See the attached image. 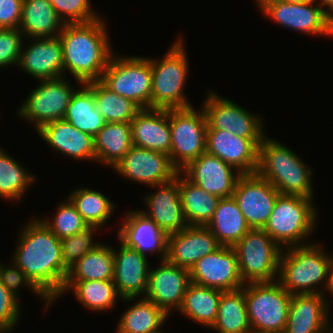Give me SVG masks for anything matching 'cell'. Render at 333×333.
I'll return each mask as SVG.
<instances>
[{"label": "cell", "instance_id": "17", "mask_svg": "<svg viewBox=\"0 0 333 333\" xmlns=\"http://www.w3.org/2000/svg\"><path fill=\"white\" fill-rule=\"evenodd\" d=\"M159 263L157 268L150 267L144 298L159 306L169 316L174 310L178 312L182 305L186 289L191 283L190 271L167 260Z\"/></svg>", "mask_w": 333, "mask_h": 333}, {"label": "cell", "instance_id": "20", "mask_svg": "<svg viewBox=\"0 0 333 333\" xmlns=\"http://www.w3.org/2000/svg\"><path fill=\"white\" fill-rule=\"evenodd\" d=\"M121 243L116 251L113 248V282L123 302H131L144 297L148 287L150 265L147 256L136 249Z\"/></svg>", "mask_w": 333, "mask_h": 333}, {"label": "cell", "instance_id": "35", "mask_svg": "<svg viewBox=\"0 0 333 333\" xmlns=\"http://www.w3.org/2000/svg\"><path fill=\"white\" fill-rule=\"evenodd\" d=\"M221 198L209 194L180 173V200L188 226H206Z\"/></svg>", "mask_w": 333, "mask_h": 333}, {"label": "cell", "instance_id": "16", "mask_svg": "<svg viewBox=\"0 0 333 333\" xmlns=\"http://www.w3.org/2000/svg\"><path fill=\"white\" fill-rule=\"evenodd\" d=\"M189 271L192 283L223 292L241 289L245 284L233 247L221 246L197 261Z\"/></svg>", "mask_w": 333, "mask_h": 333}, {"label": "cell", "instance_id": "45", "mask_svg": "<svg viewBox=\"0 0 333 333\" xmlns=\"http://www.w3.org/2000/svg\"><path fill=\"white\" fill-rule=\"evenodd\" d=\"M24 34L19 28L0 29V68L17 66L24 45Z\"/></svg>", "mask_w": 333, "mask_h": 333}, {"label": "cell", "instance_id": "18", "mask_svg": "<svg viewBox=\"0 0 333 333\" xmlns=\"http://www.w3.org/2000/svg\"><path fill=\"white\" fill-rule=\"evenodd\" d=\"M263 138H242L220 129H207L206 153L230 164L242 174L256 173Z\"/></svg>", "mask_w": 333, "mask_h": 333}, {"label": "cell", "instance_id": "42", "mask_svg": "<svg viewBox=\"0 0 333 333\" xmlns=\"http://www.w3.org/2000/svg\"><path fill=\"white\" fill-rule=\"evenodd\" d=\"M60 240L79 233L87 223L77 212L76 207L67 197V200L57 205L53 219L39 218Z\"/></svg>", "mask_w": 333, "mask_h": 333}, {"label": "cell", "instance_id": "15", "mask_svg": "<svg viewBox=\"0 0 333 333\" xmlns=\"http://www.w3.org/2000/svg\"><path fill=\"white\" fill-rule=\"evenodd\" d=\"M279 195L270 182L253 173L239 177L232 196L251 229H263Z\"/></svg>", "mask_w": 333, "mask_h": 333}, {"label": "cell", "instance_id": "1", "mask_svg": "<svg viewBox=\"0 0 333 333\" xmlns=\"http://www.w3.org/2000/svg\"><path fill=\"white\" fill-rule=\"evenodd\" d=\"M22 228L12 262L54 303L68 274L62 264L61 240L38 217Z\"/></svg>", "mask_w": 333, "mask_h": 333}, {"label": "cell", "instance_id": "12", "mask_svg": "<svg viewBox=\"0 0 333 333\" xmlns=\"http://www.w3.org/2000/svg\"><path fill=\"white\" fill-rule=\"evenodd\" d=\"M202 102L207 129H220L242 138H264L263 117L209 90Z\"/></svg>", "mask_w": 333, "mask_h": 333}, {"label": "cell", "instance_id": "19", "mask_svg": "<svg viewBox=\"0 0 333 333\" xmlns=\"http://www.w3.org/2000/svg\"><path fill=\"white\" fill-rule=\"evenodd\" d=\"M179 172L193 184L219 198L232 196L242 175L230 164L206 152L189 162Z\"/></svg>", "mask_w": 333, "mask_h": 333}, {"label": "cell", "instance_id": "5", "mask_svg": "<svg viewBox=\"0 0 333 333\" xmlns=\"http://www.w3.org/2000/svg\"><path fill=\"white\" fill-rule=\"evenodd\" d=\"M171 45L160 60L149 58L152 69L151 108L177 109L192 106L184 92L189 66L180 35Z\"/></svg>", "mask_w": 333, "mask_h": 333}, {"label": "cell", "instance_id": "33", "mask_svg": "<svg viewBox=\"0 0 333 333\" xmlns=\"http://www.w3.org/2000/svg\"><path fill=\"white\" fill-rule=\"evenodd\" d=\"M66 291H73L76 300L86 310L92 312H107L115 307L118 299H123L119 295L113 280L65 282L58 297H62Z\"/></svg>", "mask_w": 333, "mask_h": 333}, {"label": "cell", "instance_id": "39", "mask_svg": "<svg viewBox=\"0 0 333 333\" xmlns=\"http://www.w3.org/2000/svg\"><path fill=\"white\" fill-rule=\"evenodd\" d=\"M18 160L0 148V197L18 202L37 180Z\"/></svg>", "mask_w": 333, "mask_h": 333}, {"label": "cell", "instance_id": "32", "mask_svg": "<svg viewBox=\"0 0 333 333\" xmlns=\"http://www.w3.org/2000/svg\"><path fill=\"white\" fill-rule=\"evenodd\" d=\"M223 291L190 283L186 289L180 314L195 323L211 328L218 314V305Z\"/></svg>", "mask_w": 333, "mask_h": 333}, {"label": "cell", "instance_id": "48", "mask_svg": "<svg viewBox=\"0 0 333 333\" xmlns=\"http://www.w3.org/2000/svg\"><path fill=\"white\" fill-rule=\"evenodd\" d=\"M317 2L333 18V0H318Z\"/></svg>", "mask_w": 333, "mask_h": 333}, {"label": "cell", "instance_id": "43", "mask_svg": "<svg viewBox=\"0 0 333 333\" xmlns=\"http://www.w3.org/2000/svg\"><path fill=\"white\" fill-rule=\"evenodd\" d=\"M65 24L86 23L101 16L93 10L90 0H49Z\"/></svg>", "mask_w": 333, "mask_h": 333}, {"label": "cell", "instance_id": "24", "mask_svg": "<svg viewBox=\"0 0 333 333\" xmlns=\"http://www.w3.org/2000/svg\"><path fill=\"white\" fill-rule=\"evenodd\" d=\"M28 47L23 46L17 68L39 80L64 76L63 52L60 37L31 38Z\"/></svg>", "mask_w": 333, "mask_h": 333}, {"label": "cell", "instance_id": "6", "mask_svg": "<svg viewBox=\"0 0 333 333\" xmlns=\"http://www.w3.org/2000/svg\"><path fill=\"white\" fill-rule=\"evenodd\" d=\"M313 202L301 196L280 194L263 230L283 249L310 243L307 240L318 218Z\"/></svg>", "mask_w": 333, "mask_h": 333}, {"label": "cell", "instance_id": "25", "mask_svg": "<svg viewBox=\"0 0 333 333\" xmlns=\"http://www.w3.org/2000/svg\"><path fill=\"white\" fill-rule=\"evenodd\" d=\"M136 210L126 211L116 235L127 247L136 249L145 256L150 253L157 255L160 253L158 256L160 261L166 260L167 235L154 221L141 213L140 209Z\"/></svg>", "mask_w": 333, "mask_h": 333}, {"label": "cell", "instance_id": "46", "mask_svg": "<svg viewBox=\"0 0 333 333\" xmlns=\"http://www.w3.org/2000/svg\"><path fill=\"white\" fill-rule=\"evenodd\" d=\"M21 306L0 281V333H11L21 318Z\"/></svg>", "mask_w": 333, "mask_h": 333}, {"label": "cell", "instance_id": "11", "mask_svg": "<svg viewBox=\"0 0 333 333\" xmlns=\"http://www.w3.org/2000/svg\"><path fill=\"white\" fill-rule=\"evenodd\" d=\"M65 77L39 80V85L32 89L18 108L17 115L32 122L36 131L49 122L64 118L76 90Z\"/></svg>", "mask_w": 333, "mask_h": 333}, {"label": "cell", "instance_id": "9", "mask_svg": "<svg viewBox=\"0 0 333 333\" xmlns=\"http://www.w3.org/2000/svg\"><path fill=\"white\" fill-rule=\"evenodd\" d=\"M233 248L244 283L278 280L283 248L263 229H250Z\"/></svg>", "mask_w": 333, "mask_h": 333}, {"label": "cell", "instance_id": "4", "mask_svg": "<svg viewBox=\"0 0 333 333\" xmlns=\"http://www.w3.org/2000/svg\"><path fill=\"white\" fill-rule=\"evenodd\" d=\"M323 249L320 243L311 242L282 250L278 281L288 293L324 294L332 255ZM323 288L324 291L321 290Z\"/></svg>", "mask_w": 333, "mask_h": 333}, {"label": "cell", "instance_id": "31", "mask_svg": "<svg viewBox=\"0 0 333 333\" xmlns=\"http://www.w3.org/2000/svg\"><path fill=\"white\" fill-rule=\"evenodd\" d=\"M126 308L117 322L115 333H162L168 315L152 301L139 297Z\"/></svg>", "mask_w": 333, "mask_h": 333}, {"label": "cell", "instance_id": "47", "mask_svg": "<svg viewBox=\"0 0 333 333\" xmlns=\"http://www.w3.org/2000/svg\"><path fill=\"white\" fill-rule=\"evenodd\" d=\"M23 0H0V29L19 28Z\"/></svg>", "mask_w": 333, "mask_h": 333}, {"label": "cell", "instance_id": "29", "mask_svg": "<svg viewBox=\"0 0 333 333\" xmlns=\"http://www.w3.org/2000/svg\"><path fill=\"white\" fill-rule=\"evenodd\" d=\"M206 227L221 246L233 247L250 229L233 196L221 198Z\"/></svg>", "mask_w": 333, "mask_h": 333}, {"label": "cell", "instance_id": "27", "mask_svg": "<svg viewBox=\"0 0 333 333\" xmlns=\"http://www.w3.org/2000/svg\"><path fill=\"white\" fill-rule=\"evenodd\" d=\"M134 146L170 156L169 109H141L130 122Z\"/></svg>", "mask_w": 333, "mask_h": 333}, {"label": "cell", "instance_id": "10", "mask_svg": "<svg viewBox=\"0 0 333 333\" xmlns=\"http://www.w3.org/2000/svg\"><path fill=\"white\" fill-rule=\"evenodd\" d=\"M170 158L180 171L206 152L207 119L203 108L169 109Z\"/></svg>", "mask_w": 333, "mask_h": 333}, {"label": "cell", "instance_id": "26", "mask_svg": "<svg viewBox=\"0 0 333 333\" xmlns=\"http://www.w3.org/2000/svg\"><path fill=\"white\" fill-rule=\"evenodd\" d=\"M54 151L74 160H96L94 137L64 119L49 122L36 131Z\"/></svg>", "mask_w": 333, "mask_h": 333}, {"label": "cell", "instance_id": "51", "mask_svg": "<svg viewBox=\"0 0 333 333\" xmlns=\"http://www.w3.org/2000/svg\"><path fill=\"white\" fill-rule=\"evenodd\" d=\"M309 1H311V0H285V2L294 3V4L306 3Z\"/></svg>", "mask_w": 333, "mask_h": 333}, {"label": "cell", "instance_id": "37", "mask_svg": "<svg viewBox=\"0 0 333 333\" xmlns=\"http://www.w3.org/2000/svg\"><path fill=\"white\" fill-rule=\"evenodd\" d=\"M113 246L101 244L85 254L68 272L65 282L113 280Z\"/></svg>", "mask_w": 333, "mask_h": 333}, {"label": "cell", "instance_id": "30", "mask_svg": "<svg viewBox=\"0 0 333 333\" xmlns=\"http://www.w3.org/2000/svg\"><path fill=\"white\" fill-rule=\"evenodd\" d=\"M132 145L130 122L106 123L94 136L95 161L113 168Z\"/></svg>", "mask_w": 333, "mask_h": 333}, {"label": "cell", "instance_id": "8", "mask_svg": "<svg viewBox=\"0 0 333 333\" xmlns=\"http://www.w3.org/2000/svg\"><path fill=\"white\" fill-rule=\"evenodd\" d=\"M110 57L100 81L119 96L130 99L141 109L151 108L152 69L149 57Z\"/></svg>", "mask_w": 333, "mask_h": 333}, {"label": "cell", "instance_id": "34", "mask_svg": "<svg viewBox=\"0 0 333 333\" xmlns=\"http://www.w3.org/2000/svg\"><path fill=\"white\" fill-rule=\"evenodd\" d=\"M71 96L64 120L93 137L105 126L106 121L96 107L93 90L81 84Z\"/></svg>", "mask_w": 333, "mask_h": 333}, {"label": "cell", "instance_id": "40", "mask_svg": "<svg viewBox=\"0 0 333 333\" xmlns=\"http://www.w3.org/2000/svg\"><path fill=\"white\" fill-rule=\"evenodd\" d=\"M94 93L97 109L106 123L131 122L141 108L123 96L108 89L100 80L86 83Z\"/></svg>", "mask_w": 333, "mask_h": 333}, {"label": "cell", "instance_id": "3", "mask_svg": "<svg viewBox=\"0 0 333 333\" xmlns=\"http://www.w3.org/2000/svg\"><path fill=\"white\" fill-rule=\"evenodd\" d=\"M268 137L259 145L256 173L282 195L315 199L312 168L283 143Z\"/></svg>", "mask_w": 333, "mask_h": 333}, {"label": "cell", "instance_id": "2", "mask_svg": "<svg viewBox=\"0 0 333 333\" xmlns=\"http://www.w3.org/2000/svg\"><path fill=\"white\" fill-rule=\"evenodd\" d=\"M104 17L86 23H68L59 35L64 76L71 74L77 84L101 79L114 50Z\"/></svg>", "mask_w": 333, "mask_h": 333}, {"label": "cell", "instance_id": "28", "mask_svg": "<svg viewBox=\"0 0 333 333\" xmlns=\"http://www.w3.org/2000/svg\"><path fill=\"white\" fill-rule=\"evenodd\" d=\"M64 26L49 0H23L19 30L29 41L58 37Z\"/></svg>", "mask_w": 333, "mask_h": 333}, {"label": "cell", "instance_id": "13", "mask_svg": "<svg viewBox=\"0 0 333 333\" xmlns=\"http://www.w3.org/2000/svg\"><path fill=\"white\" fill-rule=\"evenodd\" d=\"M315 0L294 4L274 2L261 12L279 26L292 31L333 37V18ZM318 4V5H317Z\"/></svg>", "mask_w": 333, "mask_h": 333}, {"label": "cell", "instance_id": "38", "mask_svg": "<svg viewBox=\"0 0 333 333\" xmlns=\"http://www.w3.org/2000/svg\"><path fill=\"white\" fill-rule=\"evenodd\" d=\"M68 198L87 225H95L100 229L104 227L116 208L107 195L88 187L73 190Z\"/></svg>", "mask_w": 333, "mask_h": 333}, {"label": "cell", "instance_id": "36", "mask_svg": "<svg viewBox=\"0 0 333 333\" xmlns=\"http://www.w3.org/2000/svg\"><path fill=\"white\" fill-rule=\"evenodd\" d=\"M217 333H252L244 293V286L234 291L221 293L218 314L210 328Z\"/></svg>", "mask_w": 333, "mask_h": 333}, {"label": "cell", "instance_id": "7", "mask_svg": "<svg viewBox=\"0 0 333 333\" xmlns=\"http://www.w3.org/2000/svg\"><path fill=\"white\" fill-rule=\"evenodd\" d=\"M244 293L252 333H283L292 294L278 280L245 283Z\"/></svg>", "mask_w": 333, "mask_h": 333}, {"label": "cell", "instance_id": "41", "mask_svg": "<svg viewBox=\"0 0 333 333\" xmlns=\"http://www.w3.org/2000/svg\"><path fill=\"white\" fill-rule=\"evenodd\" d=\"M98 229L100 228L95 225H88L79 233L61 240L62 264L68 272L85 254L102 244L94 241V234Z\"/></svg>", "mask_w": 333, "mask_h": 333}, {"label": "cell", "instance_id": "23", "mask_svg": "<svg viewBox=\"0 0 333 333\" xmlns=\"http://www.w3.org/2000/svg\"><path fill=\"white\" fill-rule=\"evenodd\" d=\"M325 295H292L283 333H330L332 325L328 315H331V300L327 298V293Z\"/></svg>", "mask_w": 333, "mask_h": 333}, {"label": "cell", "instance_id": "22", "mask_svg": "<svg viewBox=\"0 0 333 333\" xmlns=\"http://www.w3.org/2000/svg\"><path fill=\"white\" fill-rule=\"evenodd\" d=\"M220 247L216 236L206 226H187L167 235L166 260L190 270L197 261Z\"/></svg>", "mask_w": 333, "mask_h": 333}, {"label": "cell", "instance_id": "49", "mask_svg": "<svg viewBox=\"0 0 333 333\" xmlns=\"http://www.w3.org/2000/svg\"><path fill=\"white\" fill-rule=\"evenodd\" d=\"M331 257H332V264L329 269V277L326 290L331 294L330 296H333V255Z\"/></svg>", "mask_w": 333, "mask_h": 333}, {"label": "cell", "instance_id": "21", "mask_svg": "<svg viewBox=\"0 0 333 333\" xmlns=\"http://www.w3.org/2000/svg\"><path fill=\"white\" fill-rule=\"evenodd\" d=\"M157 190L145 195L147 211H141L166 234L177 233L188 226L180 200V172L166 183L152 186Z\"/></svg>", "mask_w": 333, "mask_h": 333}, {"label": "cell", "instance_id": "14", "mask_svg": "<svg viewBox=\"0 0 333 333\" xmlns=\"http://www.w3.org/2000/svg\"><path fill=\"white\" fill-rule=\"evenodd\" d=\"M112 170L135 184L150 187L171 181L179 173L169 155L134 145Z\"/></svg>", "mask_w": 333, "mask_h": 333}, {"label": "cell", "instance_id": "50", "mask_svg": "<svg viewBox=\"0 0 333 333\" xmlns=\"http://www.w3.org/2000/svg\"><path fill=\"white\" fill-rule=\"evenodd\" d=\"M257 3L256 7H259V11H262L266 6H268L269 4H272L274 2H282V1H285V0H255Z\"/></svg>", "mask_w": 333, "mask_h": 333}, {"label": "cell", "instance_id": "44", "mask_svg": "<svg viewBox=\"0 0 333 333\" xmlns=\"http://www.w3.org/2000/svg\"><path fill=\"white\" fill-rule=\"evenodd\" d=\"M0 281L18 301H20V297H18V293L20 292L19 288L26 286L32 293H34V295H37L41 297L40 299L44 300V311H47L52 304V302L32 283V281L14 262H11V265L0 263Z\"/></svg>", "mask_w": 333, "mask_h": 333}]
</instances>
